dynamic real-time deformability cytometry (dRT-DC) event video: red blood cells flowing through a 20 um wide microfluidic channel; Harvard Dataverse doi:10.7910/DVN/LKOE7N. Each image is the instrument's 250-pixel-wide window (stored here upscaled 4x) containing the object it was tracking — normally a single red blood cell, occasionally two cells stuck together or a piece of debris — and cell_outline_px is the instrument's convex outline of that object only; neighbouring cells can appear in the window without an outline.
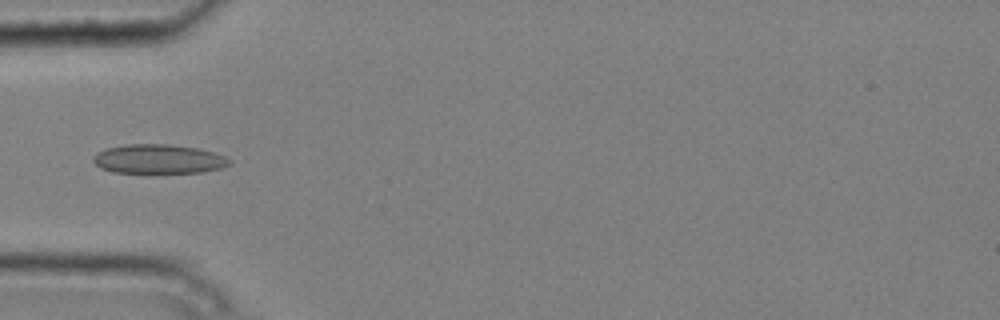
{"species": "common noctule bat (a hibernating species)", "species_latin": "Nyctalus noctula", "temperature_condition": "cold", "stored_images_in_passage": 2, "camera_frame_rate_fps": 3000, "um_per_image_px": 0.085, "animal": {"sex": "male", "body_mass_g": 20.4}, "frame": {"image": 1, "passage_image": 2, "time_ms": 0.333, "image_size_px": [1000, 320], "cell_outline_px": [[232, 160], [224, 168], [204, 172], [112, 172], [100, 168], [92, 160], [92, 156], [96, 152], [104, 148], [124, 144], [168, 144], [196, 148], [212, 152], [224, 156]], "centroid_in_image_um": [13.43, 13.51], "position_along_channel_um": 71.6, "area_um2": 23.24}}